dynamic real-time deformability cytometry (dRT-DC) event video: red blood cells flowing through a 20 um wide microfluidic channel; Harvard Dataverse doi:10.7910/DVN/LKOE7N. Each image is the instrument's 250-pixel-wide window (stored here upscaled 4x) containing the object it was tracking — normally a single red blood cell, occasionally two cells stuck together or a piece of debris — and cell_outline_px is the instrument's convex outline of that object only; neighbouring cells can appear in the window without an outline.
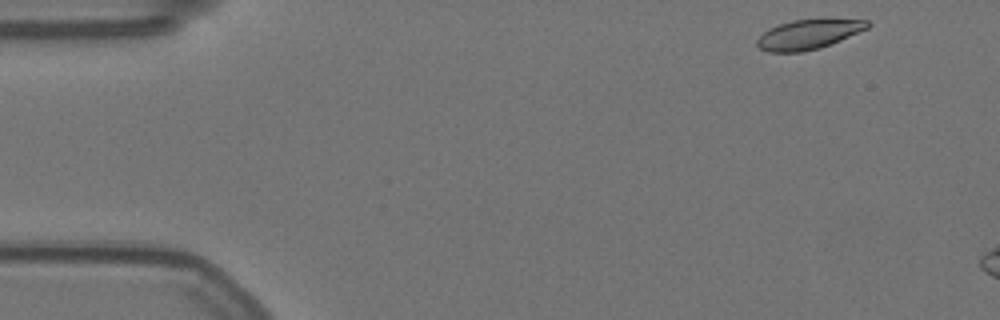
{"species": "Egyptian fruit bat (a non-hibernating species)", "species_latin": "Rousettus aegyptiacus", "temperature_condition": "warm", "stored_images_in_passage": 7, "camera_frame_rate_fps": 3000, "um_per_image_px": 0.085, "animal": {"sex": "female"}, "frame": {"image": 1, "passage_image": 1, "time_ms": 0.0, "image_size_px": [1000, 320], "cell_outline_px": [[872, 24], [868, 28], [840, 40], [820, 48], [800, 52], [768, 52], [760, 48], [756, 44], [756, 40], [768, 28], [792, 20], [868, 20]], "centroid_in_image_um": [68.69, 2.93], "position_along_channel_um": 16.3, "area_um2": 18.73}}